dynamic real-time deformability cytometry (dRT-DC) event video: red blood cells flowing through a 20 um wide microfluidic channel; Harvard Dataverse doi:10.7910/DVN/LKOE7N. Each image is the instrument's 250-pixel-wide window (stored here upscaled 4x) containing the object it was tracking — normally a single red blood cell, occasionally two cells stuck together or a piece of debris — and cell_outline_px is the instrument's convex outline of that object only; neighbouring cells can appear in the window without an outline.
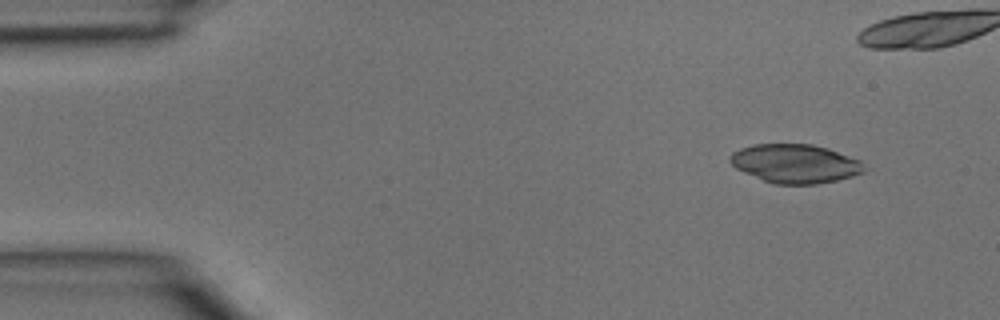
{"species": "common noctule bat (a hibernating species)", "species_latin": "Nyctalus noctula", "temperature_condition": "room temperature", "stored_images_in_passage": 3, "camera_frame_rate_fps": 3000, "um_per_image_px": 0.085, "animal": {"sex": "male", "body_mass_g": 15.6}, "frame": {"image": 1, "passage_image": 1, "time_ms": 0.0, "image_size_px": [1000, 320], "cell_outline_px": [[864, 172], [852, 176], [836, 180], [816, 184], [776, 184], [764, 180], [744, 172], [736, 168], [728, 160], [728, 156], [732, 152], [740, 148], [752, 144], [812, 144], [828, 148], [860, 160], [864, 168]], "centroid_in_image_um": [67.56, 13.89], "position_along_channel_um": 17.4, "area_um2": 30.23}}